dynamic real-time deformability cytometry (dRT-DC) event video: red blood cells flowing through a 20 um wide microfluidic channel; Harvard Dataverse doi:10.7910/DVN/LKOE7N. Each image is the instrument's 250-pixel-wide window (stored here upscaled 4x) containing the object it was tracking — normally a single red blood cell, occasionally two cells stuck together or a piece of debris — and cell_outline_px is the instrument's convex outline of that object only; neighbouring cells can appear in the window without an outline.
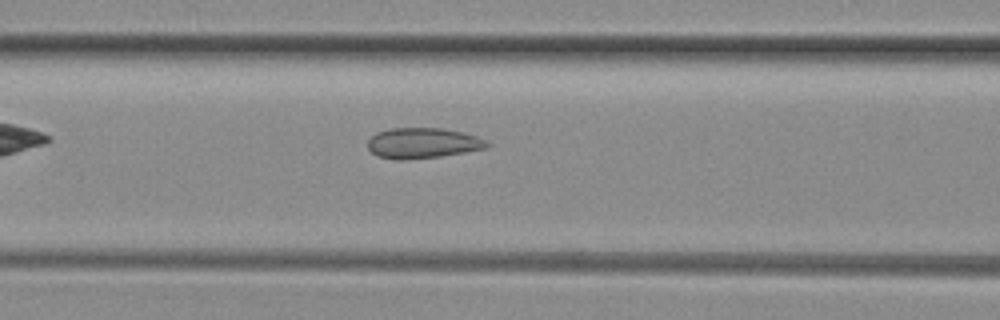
{"species": "common noctule bat (a hibernating species)", "species_latin": "Nyctalus noctula", "temperature_condition": "room temperature", "stored_images_in_passage": 8, "camera_frame_rate_fps": 3000, "um_per_image_px": 0.085, "animal": {"sex": "female", "body_mass_g": 29.2, "forearm_length_mm": 56.3}, "frame": {"image": 1, "passage_image": 8, "time_ms": 2.333, "image_size_px": [1000, 320], "cell_outline_px": [[492, 144], [488, 148], [440, 156], [404, 160], [396, 160], [376, 156], [368, 148], [368, 140], [376, 132], [388, 128], [444, 128], [476, 136]], "centroid_in_image_um": [35.91, 12.16], "position_along_channel_um": 130.7, "area_um2": 21.27}}